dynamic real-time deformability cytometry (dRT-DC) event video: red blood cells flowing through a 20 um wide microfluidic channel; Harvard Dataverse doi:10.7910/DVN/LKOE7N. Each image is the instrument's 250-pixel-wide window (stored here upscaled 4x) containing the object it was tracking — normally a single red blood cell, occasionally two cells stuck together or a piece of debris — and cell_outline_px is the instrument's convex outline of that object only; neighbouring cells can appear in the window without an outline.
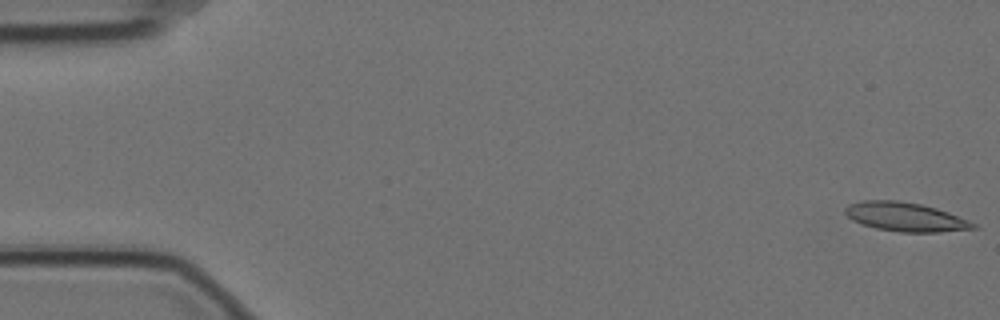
{"species": "Egyptian fruit bat (a non-hibernating species)", "species_latin": "Rousettus aegyptiacus", "temperature_condition": "cold", "stored_images_in_passage": 2, "camera_frame_rate_fps": 3000, "um_per_image_px": 0.085, "animal": {"sex": "female"}, "frame": {"image": 1, "passage_image": 2, "time_ms": 0.333, "image_size_px": [1000, 320], "cell_outline_px": [[980, 228], [940, 232], [900, 232], [876, 228], [852, 220], [844, 212], [844, 208], [848, 204], [860, 200], [896, 200], [920, 204], [936, 208], [948, 212], [968, 220], [976, 224]], "centroid_in_image_um": [76.96, 18.43], "position_along_channel_um": 8.0, "area_um2": 21.62}}